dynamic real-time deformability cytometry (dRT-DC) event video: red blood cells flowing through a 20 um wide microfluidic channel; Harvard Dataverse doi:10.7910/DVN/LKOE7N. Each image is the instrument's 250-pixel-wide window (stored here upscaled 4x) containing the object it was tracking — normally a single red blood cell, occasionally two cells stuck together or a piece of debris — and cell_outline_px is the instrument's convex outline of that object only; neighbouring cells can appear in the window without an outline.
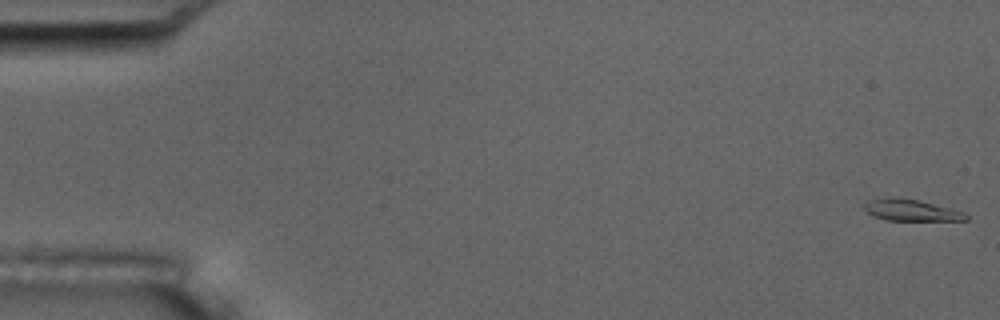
{"species": "common noctule bat (a hibernating species)", "species_latin": "Nyctalus noctula", "temperature_condition": "room temperature", "stored_images_in_passage": 56, "camera_frame_rate_fps": 3000, "um_per_image_px": 0.085, "animal": {"sex": "male", "body_mass_g": 17.5, "forearm_length_mm": 52.3}, "frame": {"image": 1, "passage_image": 1, "time_ms": 0.0, "image_size_px": [1000, 320], "cell_outline_px": [[968, 220], [888, 220], [872, 216], [864, 208], [864, 204], [868, 200], [888, 196], [896, 196], [920, 200], [964, 212], [968, 216]], "centroid_in_image_um": [77.4, 17.84], "position_along_channel_um": 7.6, "area_um2": 12.83}}
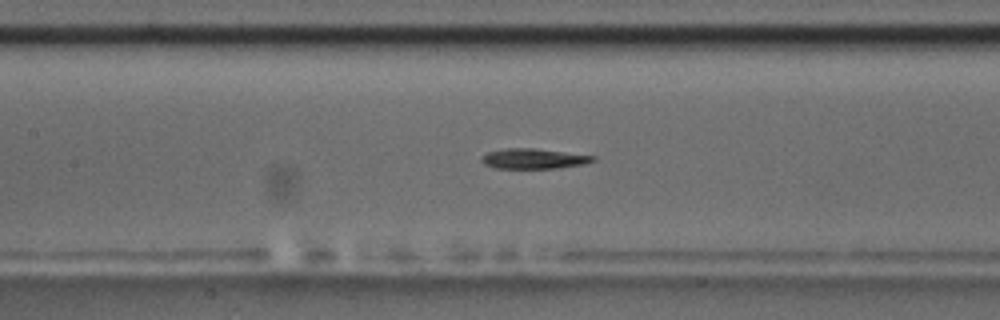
{"frame": {"image": 2, "passage_image": 26, "time_ms": 8.333, "image_size_px": [1000, 320], "cell_outline_px": [[596, 160], [584, 164], [556, 168], [496, 168], [484, 164], [480, 160], [480, 156], [488, 152], [504, 148], [536, 148], [596, 156]], "centroid_in_image_um": [45.34, 13.48], "position_along_channel_um": 162.1, "area_um2": 13.18}}
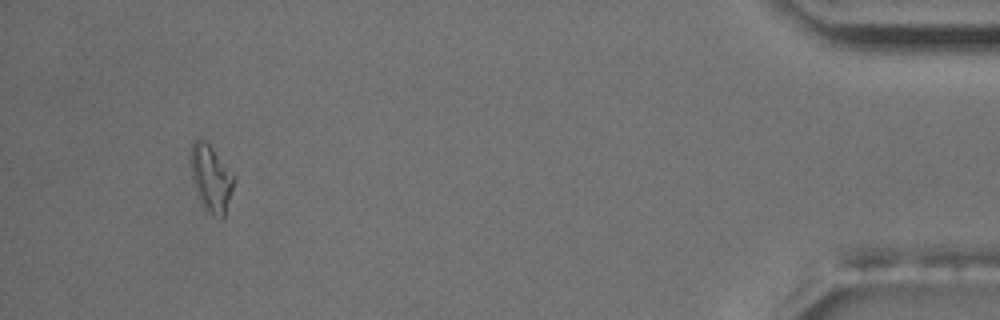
{"frame": {"image": 3, "passage_image": 53, "time_ms": 17.333, "image_size_px": [1000, 320], "cell_outline_px": [[236, 176], [224, 216], [220, 220], [204, 204], [196, 188], [192, 176], [188, 156], [192, 140], [200, 136], [212, 148]], "centroid_in_image_um": [17.92, 15.03], "position_along_channel_um": 417.3, "area_um2": 16.53}}